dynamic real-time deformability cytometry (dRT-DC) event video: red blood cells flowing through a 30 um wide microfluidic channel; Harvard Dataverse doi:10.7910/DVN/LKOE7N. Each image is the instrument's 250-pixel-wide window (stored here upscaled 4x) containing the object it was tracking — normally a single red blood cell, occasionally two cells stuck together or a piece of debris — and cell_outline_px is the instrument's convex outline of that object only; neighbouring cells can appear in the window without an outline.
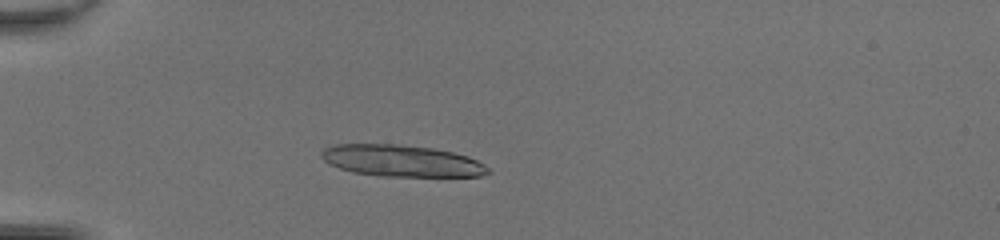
{"species": "common noctule bat (a hibernating species)", "species_latin": "Nyctalus noctula", "temperature_condition": "room temperature", "stored_images_in_passage": 47, "camera_frame_rate_fps": 3000, "um_per_image_px": 0.085, "animal": {"sex": "female", "body_mass_g": 20.0, "forearm_length_mm": 54.0}, "frame": {"image": 1, "passage_image": 14, "time_ms": 4.333, "image_size_px": [1000, 240], "cell_outline_px": [[492, 172], [480, 176], [380, 176], [352, 172], [328, 164], [320, 156], [320, 152], [324, 148], [336, 144], [400, 144], [432, 148], [452, 152], [468, 156], [492, 168]], "centroid_in_image_um": [34.14, 13.67], "position_along_channel_um": 50.9, "area_um2": 30.92}, "authors_computed_cell_mechanics": {"area_um2": 28.4954, "velocity_mm_per_s": 4.3241, "shape_relaxation_time_tau1_ms": 6.2661, "shape_relaxation_time_tau2_ms": 0.7437, "deformation_change_tau1": 0.2532, "deformation_change_tau2": 0.0582}}